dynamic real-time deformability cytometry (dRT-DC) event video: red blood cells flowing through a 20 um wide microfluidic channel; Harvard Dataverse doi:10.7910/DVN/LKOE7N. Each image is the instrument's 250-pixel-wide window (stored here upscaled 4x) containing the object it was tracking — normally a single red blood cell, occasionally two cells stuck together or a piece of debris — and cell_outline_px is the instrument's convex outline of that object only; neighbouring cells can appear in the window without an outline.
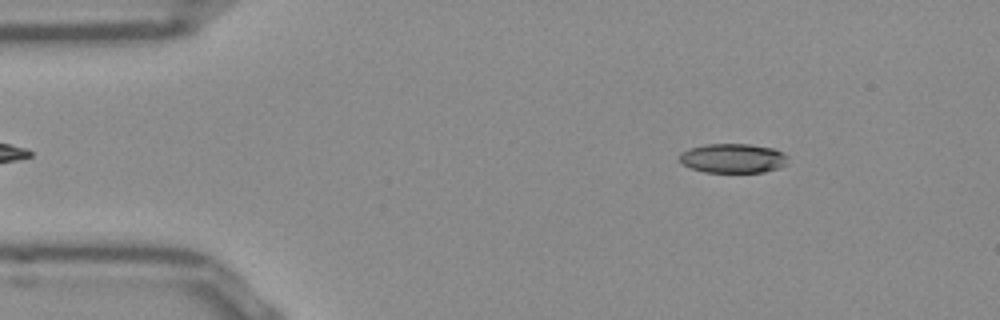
{"species": "Egyptian fruit bat (a non-hibernating species)", "species_latin": "Rousettus aegyptiacus", "temperature_condition": "room temperature", "stored_images_in_passage": 52, "camera_frame_rate_fps": 3000, "um_per_image_px": 0.085, "frame": {"image": 1, "passage_image": 7, "time_ms": 2.0, "image_size_px": [1000, 320], "cell_outline_px": [[788, 156], [784, 164], [776, 168], [764, 172], [704, 172], [692, 168], [684, 164], [680, 160], [680, 152], [688, 148], [704, 144], [748, 144], [772, 148], [784, 152]], "centroid_in_image_um": [62.28, 13.44], "position_along_channel_um": 22.7, "area_um2": 18.44}}
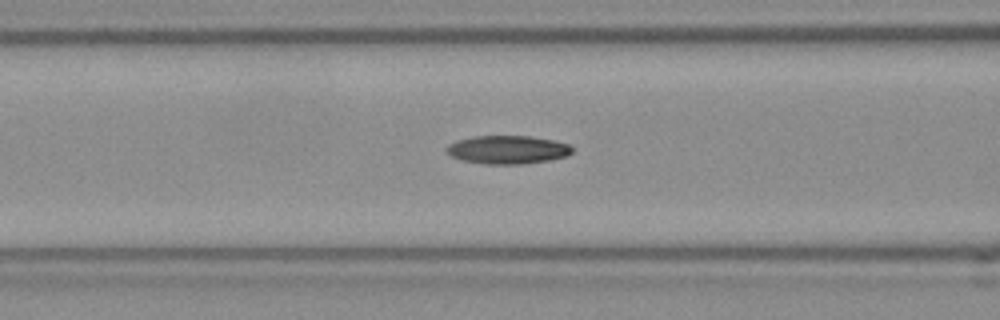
{"frame": {"image": 2, "passage_image": 20, "time_ms": 6.333, "image_size_px": [1000, 320], "cell_outline_px": [[572, 152], [568, 156], [548, 160], [520, 164], [484, 164], [464, 160], [452, 156], [444, 148], [448, 144], [456, 140], [472, 136], [528, 136], [552, 140], [568, 144], [572, 148]], "centroid_in_image_um": [43.12, 12.72], "position_along_channel_um": 123.5, "area_um2": 20.63}}
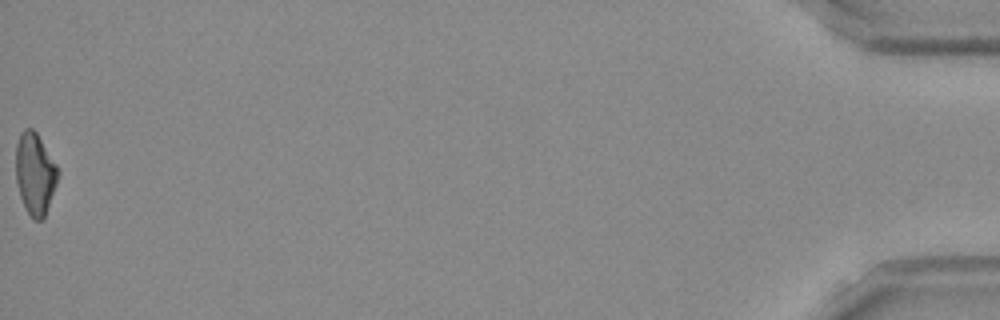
{"frame": {"image": 3, "passage_image": 52, "time_ms": 17.0, "image_size_px": [1000, 320], "cell_outline_px": [[60, 172], [44, 220], [32, 220], [20, 196], [16, 180], [16, 144], [20, 132], [24, 128], [32, 128], [36, 132], [56, 164]], "centroid_in_image_um": [2.98, 14.77], "position_along_channel_um": 432.2, "area_um2": 20.06}, "authors_computed_cell_mechanics": {"area_um2": 20.0277, "velocity_mm_per_s": 3.9011, "shape_relaxation_time_tau1_ms": 10.6496, "shape_relaxation_time_tau2_ms": 10.1791, "deformation_change_tau1": 0.2577, "deformation_change_tau2": 0.2025}}